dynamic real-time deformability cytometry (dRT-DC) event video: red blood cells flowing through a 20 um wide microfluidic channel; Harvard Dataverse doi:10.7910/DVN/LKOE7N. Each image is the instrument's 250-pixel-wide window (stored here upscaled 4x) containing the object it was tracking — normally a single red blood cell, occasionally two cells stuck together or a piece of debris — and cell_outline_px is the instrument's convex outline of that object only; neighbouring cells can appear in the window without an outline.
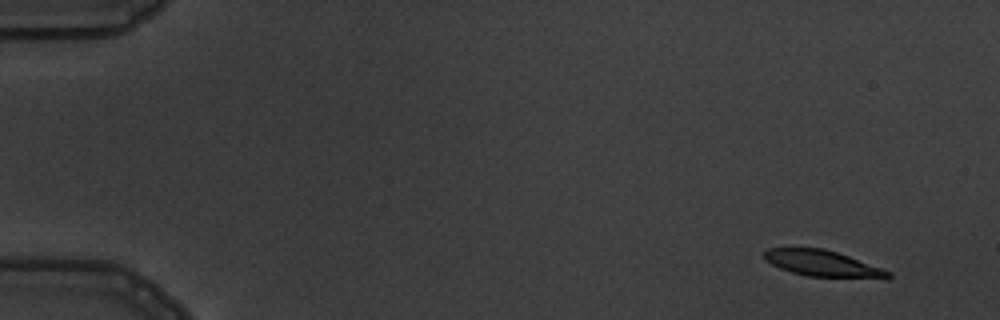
{"species": "common noctule bat (a hibernating species)", "species_latin": "Nyctalus noctula", "temperature_condition": "warm", "stored_images_in_passage": 9, "camera_frame_rate_fps": 3000, "um_per_image_px": 0.085, "animal": {"sex": "male", "body_mass_g": 19.5, "forearm_length_mm": 54.6}, "frame": {"image": 1, "passage_image": 1, "time_ms": 0.0, "image_size_px": [1000, 320], "cell_outline_px": [[892, 276], [888, 280], [808, 276], [792, 272], [780, 268], [764, 260], [764, 252], [768, 248], [824, 248], [848, 256], [892, 272]], "centroid_in_image_um": [69.99, 22.43], "position_along_channel_um": 15.0, "area_um2": 19.13}}
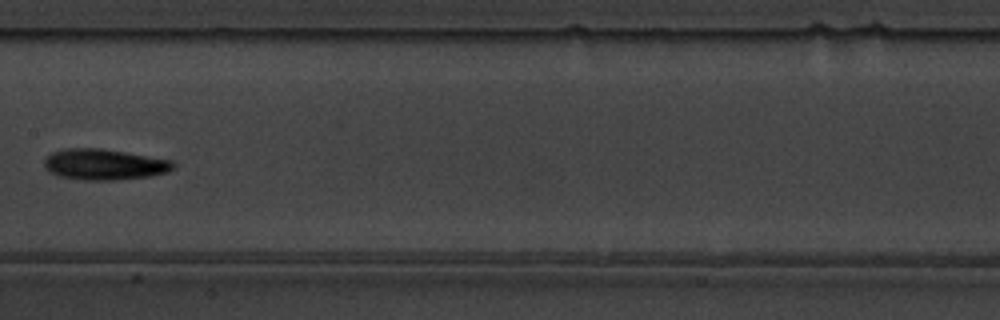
{"frame": {"image": 2, "passage_image": 8, "time_ms": 8.333, "image_size_px": [1000, 320], "cell_outline_px": [[176, 168], [168, 172], [148, 176], [116, 180], [84, 180], [60, 176], [44, 168], [44, 160], [52, 152], [68, 148], [100, 148], [172, 160], [176, 164]], "centroid_in_image_um": [8.89, 13.98], "position_along_channel_um": 198.5, "area_um2": 23.12}}
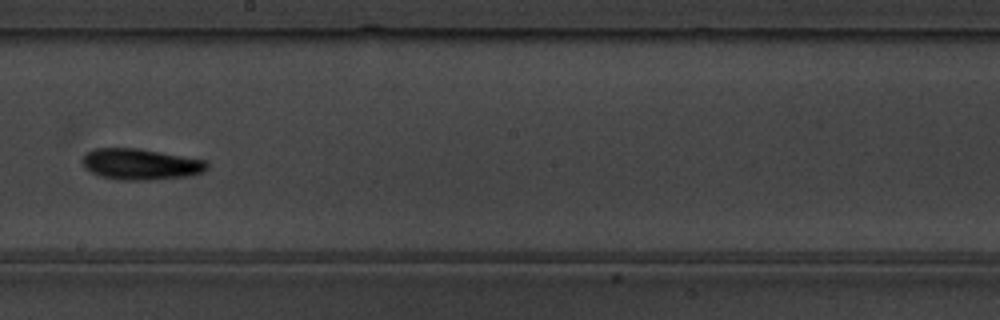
{"frame": {"image": 3, "passage_image": 9, "time_ms": 9.333, "image_size_px": [1000, 320], "cell_outline_px": [[208, 168], [204, 172], [188, 176], [152, 180], [116, 180], [100, 176], [84, 168], [80, 160], [88, 152], [96, 148], [136, 148], [208, 160]], "centroid_in_image_um": [11.96, 13.97], "position_along_channel_um": 236.2, "area_um2": 22.77}}